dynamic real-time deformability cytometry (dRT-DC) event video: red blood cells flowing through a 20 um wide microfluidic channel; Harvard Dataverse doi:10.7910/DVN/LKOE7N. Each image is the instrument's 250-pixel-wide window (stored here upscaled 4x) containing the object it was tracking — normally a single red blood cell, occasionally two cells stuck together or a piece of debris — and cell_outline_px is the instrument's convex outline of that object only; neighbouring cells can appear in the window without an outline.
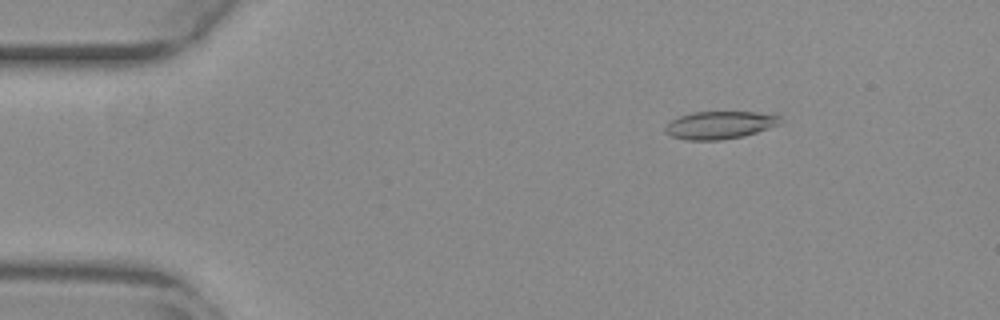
{"species": "common noctule bat (a hibernating species)", "species_latin": "Nyctalus noctula", "temperature_condition": "warm", "stored_images_in_passage": 54, "camera_frame_rate_fps": 3000, "um_per_image_px": 0.085, "animal": {"sex": "female", "body_mass_g": 29.2, "forearm_length_mm": 56.3}, "frame": {"image": 1, "passage_image": 8, "time_ms": 2.333, "image_size_px": [1000, 320], "cell_outline_px": [[780, 124], [744, 136], [720, 140], [688, 140], [672, 136], [664, 132], [664, 128], [672, 120], [680, 116], [692, 112], [756, 112], [780, 116]], "centroid_in_image_um": [61.16, 10.63], "position_along_channel_um": 23.8, "area_um2": 18.38}}
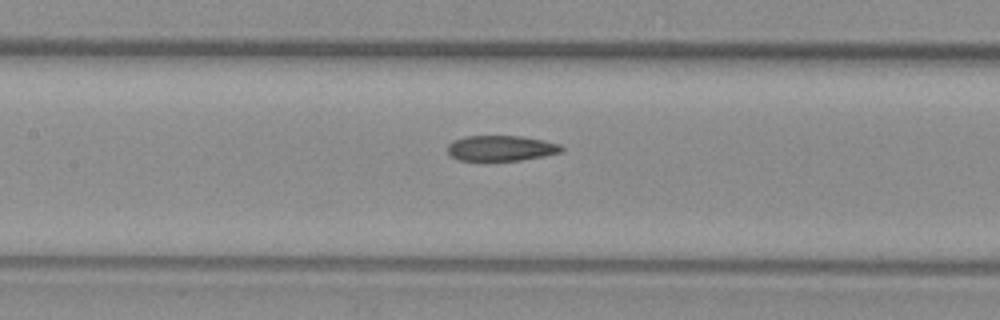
{"frame": {"image": 2, "passage_image": 25, "time_ms": 8.0, "image_size_px": [1000, 320], "cell_outline_px": [[564, 148], [560, 152], [544, 156], [520, 160], [484, 164], [460, 160], [452, 156], [448, 152], [448, 144], [452, 140], [464, 136], [520, 136], [544, 140], [560, 144]], "centroid_in_image_um": [42.53, 12.64], "position_along_channel_um": 164.9, "area_um2": 17.69}}
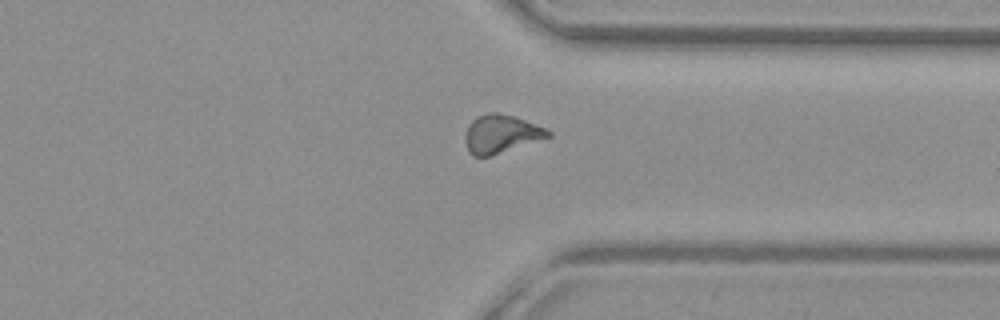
{"frame": {"image": 3, "passage_image": 41, "time_ms": 13.333, "image_size_px": [1000, 320], "cell_outline_px": [[552, 136], [488, 156], [472, 156], [468, 152], [464, 140], [464, 136], [468, 124], [472, 120], [488, 112], [496, 112], [516, 116], [544, 128], [552, 132]], "centroid_in_image_um": [42.55, 11.37], "position_along_channel_um": 368.8, "area_um2": 18.38}, "authors_computed_cell_mechanics": {"area_um2": 18.207, "velocity_mm_per_s": 3.8512, "shape_relaxation_time_tau1_ms": null, "shape_relaxation_time_tau2_ms": 2.7181, "deformation_change_tau1": null, "deformation_change_tau2": 0.1034}}